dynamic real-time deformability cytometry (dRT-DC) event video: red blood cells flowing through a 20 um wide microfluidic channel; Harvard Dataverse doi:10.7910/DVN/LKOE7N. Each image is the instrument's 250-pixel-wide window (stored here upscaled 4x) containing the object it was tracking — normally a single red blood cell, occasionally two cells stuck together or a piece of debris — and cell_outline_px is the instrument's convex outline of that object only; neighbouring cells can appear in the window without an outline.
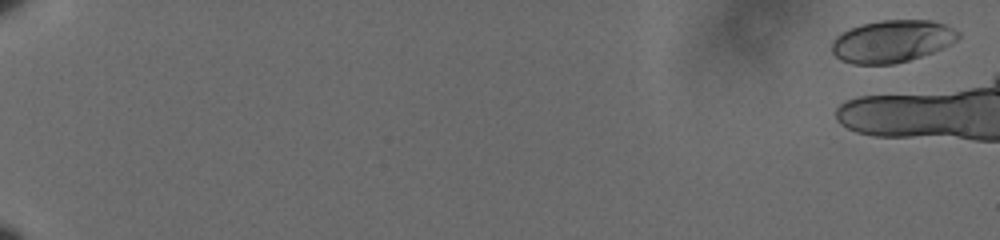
{"species": "human", "species_latin": "Homo sapiens", "temperature_condition": "cold", "stored_images_in_passage": 9, "camera_frame_rate_fps": 3000, "um_per_image_px": 0.085, "donor": {"sex": "male"}, "frame": {"image": 1, "passage_image": 2, "time_ms": 0.333, "image_size_px": [1000, 240], "cell_outline_px": [[960, 36], [956, 40], [932, 52], [908, 60], [892, 64], [852, 64], [840, 60], [832, 52], [832, 40], [836, 36], [852, 28], [864, 24], [880, 20], [932, 20], [944, 24], [960, 32]], "centroid_in_image_um": [75.8, 3.5], "position_along_channel_um": 9.2, "area_um2": 30.81}}